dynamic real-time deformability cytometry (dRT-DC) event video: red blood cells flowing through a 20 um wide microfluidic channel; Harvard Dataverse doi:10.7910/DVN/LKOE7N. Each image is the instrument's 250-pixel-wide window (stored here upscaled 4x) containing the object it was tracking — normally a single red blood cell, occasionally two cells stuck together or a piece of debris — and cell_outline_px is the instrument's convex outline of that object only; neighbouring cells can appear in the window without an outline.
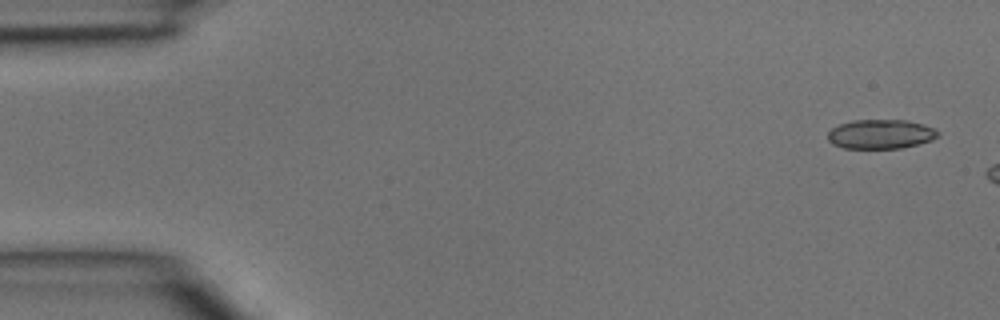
{"species": "common noctule bat (a hibernating species)", "species_latin": "Nyctalus noctula", "temperature_condition": "room temperature", "stored_images_in_passage": 3, "camera_frame_rate_fps": 3000, "um_per_image_px": 0.085, "animal": {"sex": "male", "body_mass_g": 15.6}, "frame": {"image": 1, "passage_image": 1, "time_ms": 0.0, "image_size_px": [1000, 320], "cell_outline_px": [[940, 136], [932, 140], [900, 148], [844, 148], [832, 144], [828, 140], [828, 132], [832, 128], [840, 124], [852, 120], [904, 120], [924, 124], [940, 132]], "centroid_in_image_um": [74.86, 11.4], "position_along_channel_um": 10.1, "area_um2": 18.79}}